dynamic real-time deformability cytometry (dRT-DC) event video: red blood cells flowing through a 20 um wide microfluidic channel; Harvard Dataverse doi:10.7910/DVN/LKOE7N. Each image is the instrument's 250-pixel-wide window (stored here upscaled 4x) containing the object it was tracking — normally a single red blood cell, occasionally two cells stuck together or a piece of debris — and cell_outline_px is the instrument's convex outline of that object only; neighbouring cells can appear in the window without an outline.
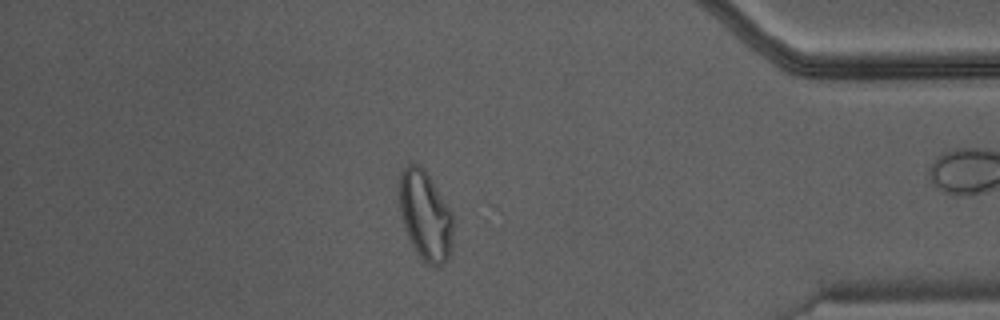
{"species": "Egyptian fruit bat (a non-hibernating species)", "species_latin": "Rousettus aegyptiacus", "temperature_condition": "warm", "stored_images_in_passage": 47, "camera_frame_rate_fps": 3000, "um_per_image_px": 0.085, "animal": {"sex": "male"}, "frame": {"image": 1, "passage_image": 40, "time_ms": 13.0, "image_size_px": [1000, 320], "cell_outline_px": [[452, 252], [448, 260], [440, 264], [428, 264], [416, 252], [408, 236], [400, 212], [400, 172], [408, 164], [420, 164], [424, 168], [452, 212]], "centroid_in_image_um": [36.17, 18.31], "position_along_channel_um": 399.0, "area_um2": 27.69}}